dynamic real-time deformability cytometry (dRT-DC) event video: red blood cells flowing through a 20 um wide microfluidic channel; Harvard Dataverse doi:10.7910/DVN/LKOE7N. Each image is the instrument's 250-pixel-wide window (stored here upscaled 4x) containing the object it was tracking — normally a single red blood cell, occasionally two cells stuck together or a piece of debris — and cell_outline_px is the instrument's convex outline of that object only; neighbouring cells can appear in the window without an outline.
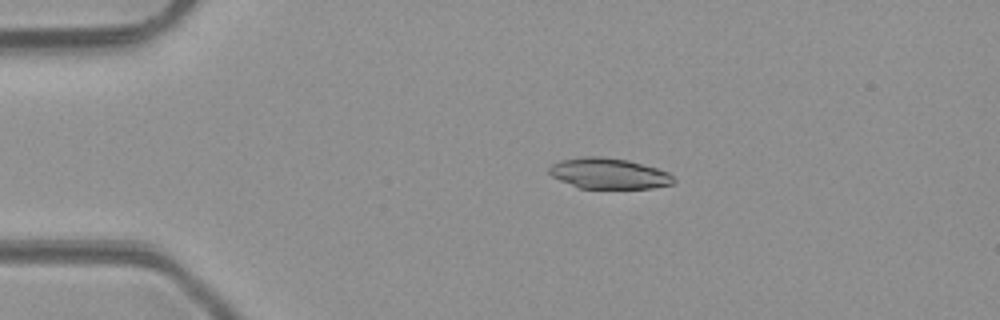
{"species": "common noctule bat (a hibernating species)", "species_latin": "Nyctalus noctula", "temperature_condition": "room temperature", "stored_images_in_passage": 5, "camera_frame_rate_fps": 3000, "um_per_image_px": 0.085, "animal": {"sex": "male", "body_mass_g": 23.1, "forearm_length_mm": 52.7}, "frame": {"image": 1, "passage_image": 4, "time_ms": 3.333, "image_size_px": [1000, 320], "cell_outline_px": [[676, 180], [672, 184], [652, 188], [580, 188], [560, 180], [552, 176], [548, 172], [548, 168], [552, 164], [560, 160], [580, 156], [600, 156], [628, 160], [656, 168], [668, 172]], "centroid_in_image_um": [51.72, 14.74], "position_along_channel_um": 33.3, "area_um2": 22.25}}